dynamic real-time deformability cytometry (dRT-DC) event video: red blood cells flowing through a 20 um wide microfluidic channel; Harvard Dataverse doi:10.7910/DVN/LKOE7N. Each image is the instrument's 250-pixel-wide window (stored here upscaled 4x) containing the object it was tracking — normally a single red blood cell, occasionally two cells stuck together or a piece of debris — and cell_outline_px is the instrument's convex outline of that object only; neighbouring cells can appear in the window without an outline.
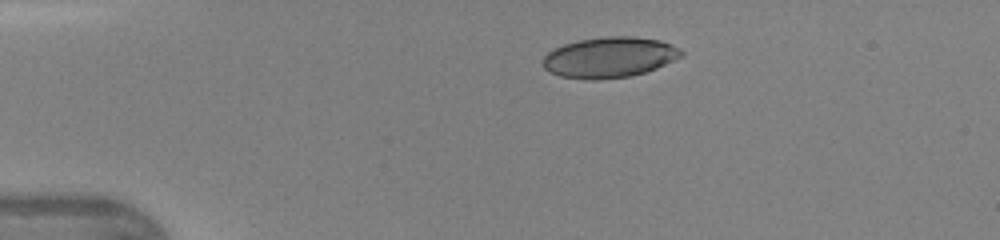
{"species": "human", "species_latin": "Homo sapiens", "temperature_condition": "warm", "stored_images_in_passage": 10, "camera_frame_rate_fps": 3000, "um_per_image_px": 0.085, "donor": {"sex": "female"}, "frame": {"image": 1, "passage_image": 4, "time_ms": 1.0, "image_size_px": [1000, 240], "cell_outline_px": [[684, 56], [656, 68], [644, 72], [628, 76], [596, 80], [592, 80], [560, 76], [544, 68], [540, 60], [548, 52], [564, 44], [576, 40], [608, 36], [632, 36], [660, 40], [672, 44], [680, 48], [684, 52]], "centroid_in_image_um": [51.81, 4.86], "position_along_channel_um": 33.2, "area_um2": 32.83}}
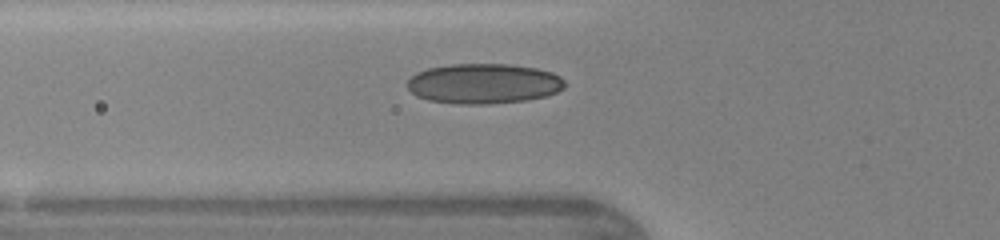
{"frame": {"image": 2, "passage_image": 7, "time_ms": 2.0, "image_size_px": [1000, 240], "cell_outline_px": [[564, 88], [556, 92], [544, 96], [528, 100], [488, 104], [460, 104], [428, 100], [416, 96], [408, 88], [408, 80], [416, 72], [428, 68], [448, 64], [508, 64], [536, 68], [552, 72], [560, 76], [564, 80]], "centroid_in_image_um": [41.1, 7.1], "position_along_channel_um": 84.7, "area_um2": 36.88}}